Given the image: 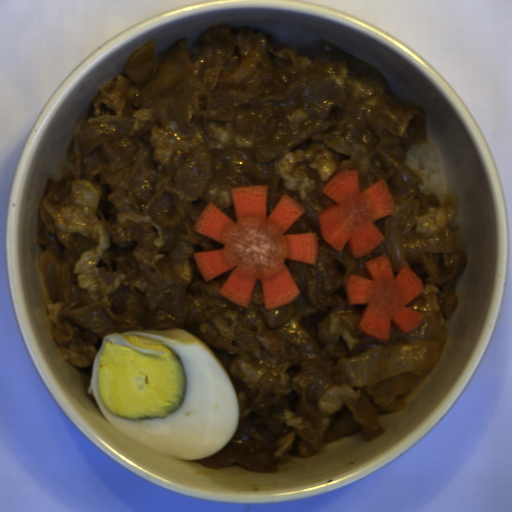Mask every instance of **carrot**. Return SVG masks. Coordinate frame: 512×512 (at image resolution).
Returning a JSON list of instances; mask_svg holds the SVG:
<instances>
[{
	"label": "carrot",
	"instance_id": "carrot-1",
	"mask_svg": "<svg viewBox=\"0 0 512 512\" xmlns=\"http://www.w3.org/2000/svg\"><path fill=\"white\" fill-rule=\"evenodd\" d=\"M236 222L212 202L193 231L224 245L193 253L207 283L232 269L219 293L241 307H249L259 281L264 308L286 306L301 293L286 260L317 263L319 236L285 234L306 207L283 195L268 215V186H239L231 190Z\"/></svg>",
	"mask_w": 512,
	"mask_h": 512
},
{
	"label": "carrot",
	"instance_id": "carrot-2",
	"mask_svg": "<svg viewBox=\"0 0 512 512\" xmlns=\"http://www.w3.org/2000/svg\"><path fill=\"white\" fill-rule=\"evenodd\" d=\"M322 192L333 202L317 215L326 243L340 253L348 243L354 257L365 256L384 243L386 238L373 222L386 218L394 208L383 180L361 191L357 170H343Z\"/></svg>",
	"mask_w": 512,
	"mask_h": 512
},
{
	"label": "carrot",
	"instance_id": "carrot-3",
	"mask_svg": "<svg viewBox=\"0 0 512 512\" xmlns=\"http://www.w3.org/2000/svg\"><path fill=\"white\" fill-rule=\"evenodd\" d=\"M364 265L371 279L348 275L344 286L347 304L366 305L357 325L359 331L389 341L392 323L408 334L425 322V314L406 306L424 292L423 282L408 265H403L396 276L387 255Z\"/></svg>",
	"mask_w": 512,
	"mask_h": 512
}]
</instances>
